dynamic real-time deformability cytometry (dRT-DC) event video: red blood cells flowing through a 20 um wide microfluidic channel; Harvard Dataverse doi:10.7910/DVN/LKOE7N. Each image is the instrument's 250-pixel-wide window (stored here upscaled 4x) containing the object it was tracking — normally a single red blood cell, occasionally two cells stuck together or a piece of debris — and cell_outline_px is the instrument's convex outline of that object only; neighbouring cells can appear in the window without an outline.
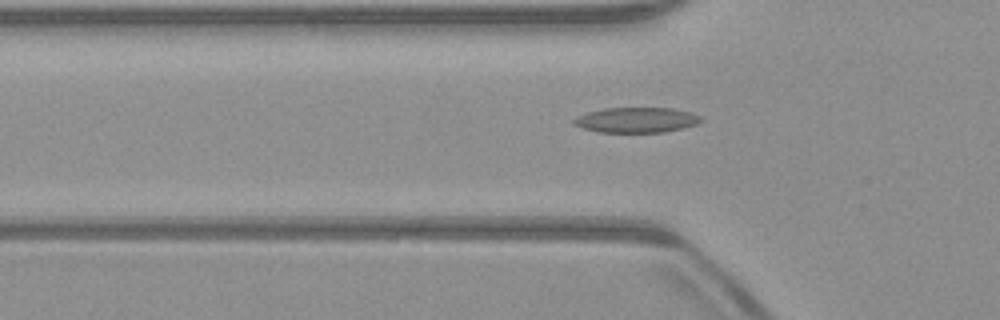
{"species": "common noctule bat (a hibernating species)", "species_latin": "Nyctalus noctula", "temperature_condition": "warm", "stored_images_in_passage": 33, "camera_frame_rate_fps": 3000, "um_per_image_px": 0.085, "animal": {"sex": "male", "body_mass_g": 23.1, "forearm_length_mm": 52.7}, "frame": {"image": 1, "passage_image": 4, "time_ms": 1.0, "image_size_px": [1000, 320], "cell_outline_px": [[704, 120], [696, 124], [684, 128], [664, 132], [596, 132], [572, 124], [572, 120], [576, 116], [588, 112], [604, 108], [672, 108], [692, 112], [700, 116]], "centroid_in_image_um": [54.1, 10.2], "position_along_channel_um": 71.7, "area_um2": 18.84}}
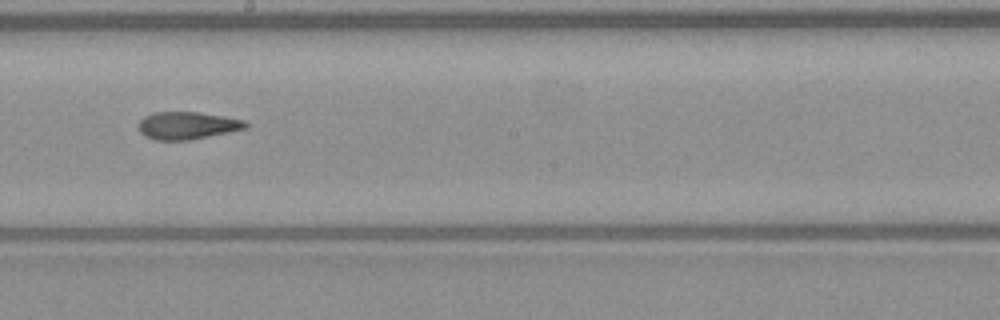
{"frame": {"image": 2, "passage_image": 16, "time_ms": 5.0, "image_size_px": [1000, 320], "cell_outline_px": [[248, 128], [188, 140], [156, 140], [144, 136], [140, 132], [140, 120], [144, 116], [152, 112], [200, 112], [224, 116], [244, 120], [248, 124]], "centroid_in_image_um": [15.92, 10.66], "position_along_channel_um": 232.3, "area_um2": 17.11}}
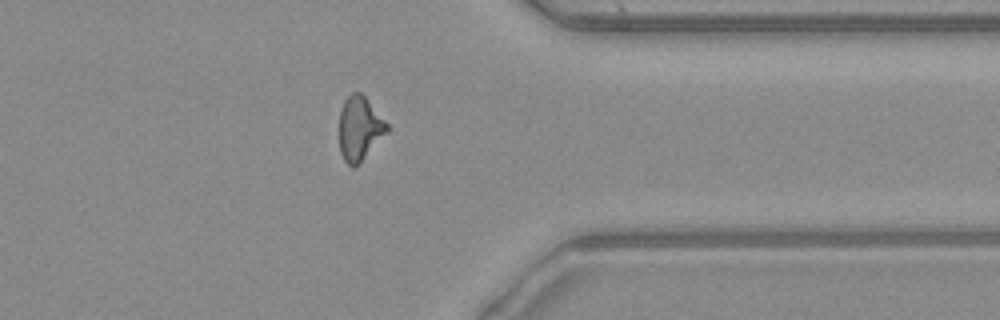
{"frame": {"image": 3, "passage_image": 28, "time_ms": 9.0, "image_size_px": [1000, 320], "cell_outline_px": [[388, 132], [352, 168], [344, 160], [340, 152], [340, 112], [344, 100], [352, 92], [360, 92], [364, 96], [388, 124]], "centroid_in_image_um": [30.55, 10.89], "position_along_channel_um": 380.8, "area_um2": 17.28}}